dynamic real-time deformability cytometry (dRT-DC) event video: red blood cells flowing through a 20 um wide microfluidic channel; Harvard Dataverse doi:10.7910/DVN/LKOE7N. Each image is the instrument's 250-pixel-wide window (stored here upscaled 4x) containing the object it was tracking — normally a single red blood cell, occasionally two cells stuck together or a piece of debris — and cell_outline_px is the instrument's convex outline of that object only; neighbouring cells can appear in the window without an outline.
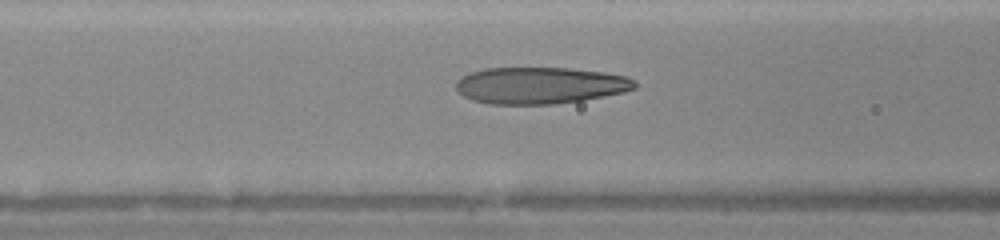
{"species": "human", "species_latin": "Homo sapiens", "temperature_condition": "warm", "stored_images_in_passage": 32, "camera_frame_rate_fps": 3000, "um_per_image_px": 0.085, "donor": {"sex": "female"}, "frame": {"image": 1, "passage_image": 13, "time_ms": 4.0, "image_size_px": [1000, 240], "cell_outline_px": [[636, 88], [624, 92], [604, 96], [580, 100], [552, 104], [492, 104], [472, 100], [464, 96], [456, 88], [456, 80], [472, 72], [484, 68], [568, 68], [604, 72], [628, 76], [636, 84]], "centroid_in_image_um": [45.91, 7.26], "position_along_channel_um": 120.7, "area_um2": 38.03}}
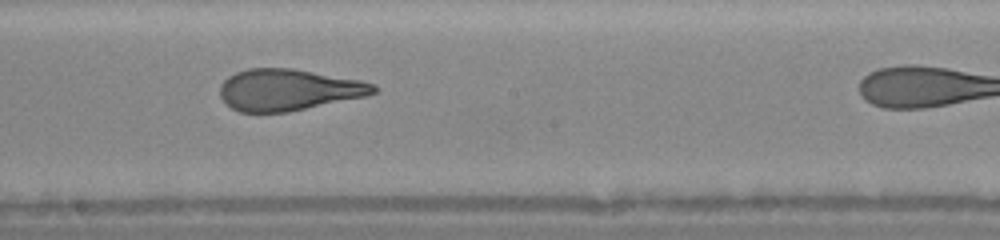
{"frame": {"image": 2, "passage_image": 20, "time_ms": 6.333, "image_size_px": [1000, 240], "cell_outline_px": [[376, 92], [364, 96], [288, 112], [240, 112], [232, 108], [220, 96], [220, 84], [228, 76], [236, 72], [248, 68], [292, 68], [360, 80], [376, 84]], "centroid_in_image_um": [24.49, 7.62], "position_along_channel_um": 223.7, "area_um2": 36.88}}
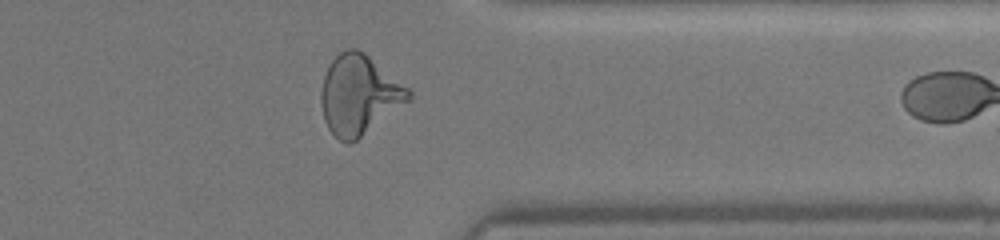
{"frame": {"image": 3, "passage_image": 31, "time_ms": 10.0, "image_size_px": [1000, 240], "cell_outline_px": [[412, 100], [356, 140], [348, 144], [344, 144], [328, 128], [324, 120], [320, 104], [320, 92], [324, 76], [332, 60], [344, 48], [356, 48], [364, 52], [408, 88], [412, 92]], "centroid_in_image_um": [30.52, 8.07], "position_along_channel_um": 380.9, "area_um2": 40.52}}